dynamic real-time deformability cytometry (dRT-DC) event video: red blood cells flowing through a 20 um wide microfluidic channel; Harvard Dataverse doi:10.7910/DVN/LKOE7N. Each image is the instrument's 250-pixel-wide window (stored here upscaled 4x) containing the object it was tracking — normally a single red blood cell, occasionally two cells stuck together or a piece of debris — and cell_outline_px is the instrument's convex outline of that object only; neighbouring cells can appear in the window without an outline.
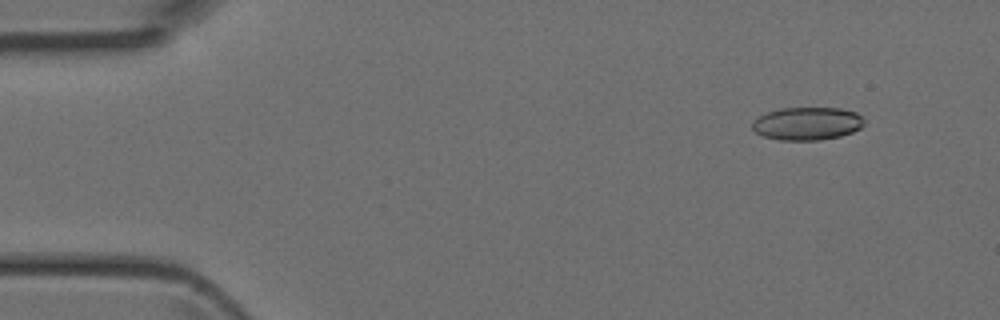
{"species": "Egyptian fruit bat (a non-hibernating species)", "species_latin": "Rousettus aegyptiacus", "temperature_condition": "room temperature", "stored_images_in_passage": 5, "camera_frame_rate_fps": 3000, "um_per_image_px": 0.085, "animal": {"sex": "female"}, "frame": {"image": 1, "passage_image": 2, "time_ms": 0.333, "image_size_px": [1000, 320], "cell_outline_px": [[864, 124], [860, 128], [852, 132], [840, 136], [816, 140], [780, 140], [764, 136], [756, 132], [752, 128], [752, 120], [756, 116], [780, 108], [840, 108], [856, 112], [864, 120]], "centroid_in_image_um": [68.58, 10.49], "position_along_channel_um": 16.4, "area_um2": 21.5}}
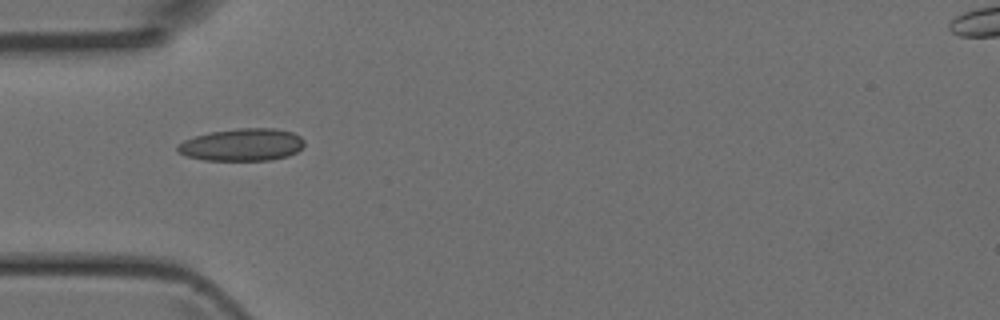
{"frame": {"image": 2, "passage_image": 4, "time_ms": 1.0, "image_size_px": [1000, 320], "cell_outline_px": [[304, 144], [296, 152], [288, 156], [272, 160], [204, 160], [188, 156], [176, 152], [176, 144], [184, 140], [208, 132], [236, 128], [272, 128], [292, 132], [300, 136], [304, 140]], "centroid_in_image_um": [20.55, 12.3], "position_along_channel_um": 64.5, "area_um2": 24.04}}
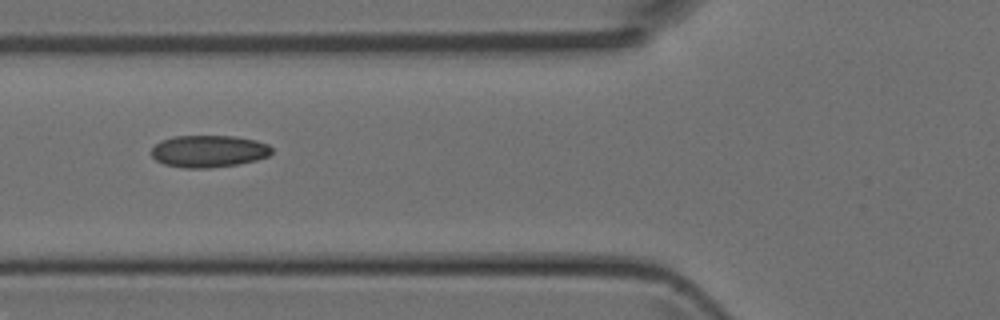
{"frame": {"image": 3, "passage_image": 5, "time_ms": 1.333, "image_size_px": [1000, 320], "cell_outline_px": [[272, 152], [268, 156], [256, 160], [236, 164], [208, 168], [184, 168], [164, 164], [156, 160], [152, 156], [152, 148], [160, 140], [172, 136], [236, 136], [256, 140], [268, 144], [272, 148]], "centroid_in_image_um": [17.73, 12.84], "position_along_channel_um": 108.1, "area_um2": 22.54}}